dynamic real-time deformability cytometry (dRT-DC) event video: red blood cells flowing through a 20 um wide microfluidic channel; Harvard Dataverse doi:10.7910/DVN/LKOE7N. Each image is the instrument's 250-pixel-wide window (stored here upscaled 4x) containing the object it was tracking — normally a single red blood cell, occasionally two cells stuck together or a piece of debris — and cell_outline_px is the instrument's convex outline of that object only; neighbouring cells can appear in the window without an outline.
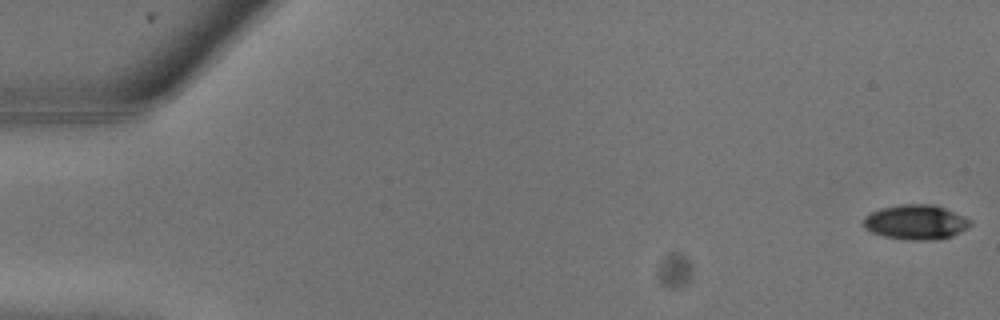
{"species": "common noctule bat (a hibernating species)", "species_latin": "Nyctalus noctula", "temperature_condition": "warm", "stored_images_in_passage": 25, "camera_frame_rate_fps": 3000, "um_per_image_px": 0.085, "animal": {"sex": "male", "body_mass_g": 13.3}, "frame": {"image": 1, "passage_image": 1, "time_ms": 0.0, "image_size_px": [1000, 320], "cell_outline_px": [[972, 224], [960, 232], [952, 236], [940, 240], [908, 240], [884, 236], [872, 232], [864, 228], [864, 216], [880, 208], [900, 204], [936, 204], [964, 216], [972, 220]], "centroid_in_image_um": [77.87, 18.88], "position_along_channel_um": 7.1, "area_um2": 21.85}}
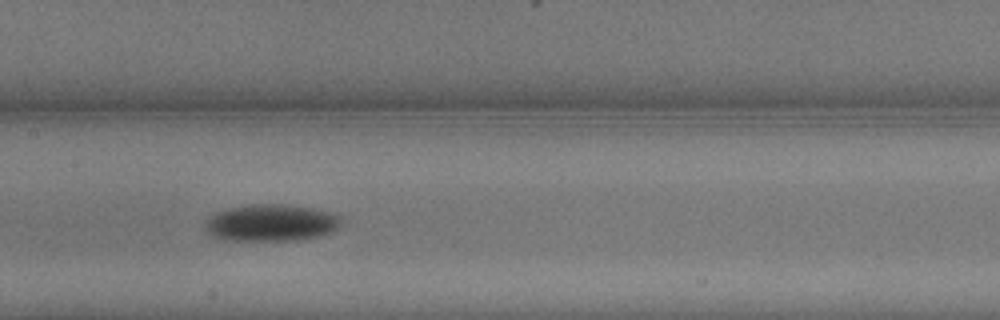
{"frame": {"image": 2, "passage_image": 13, "time_ms": 4.0, "image_size_px": [1000, 320], "cell_outline_px": [[340, 228], [324, 236], [296, 240], [224, 240], [212, 236], [204, 228], [204, 224], [216, 212], [224, 208], [252, 204], [280, 204], [312, 208], [336, 212], [340, 216]], "centroid_in_image_um": [23.08, 18.94], "position_along_channel_um": 184.3, "area_um2": 29.65}}
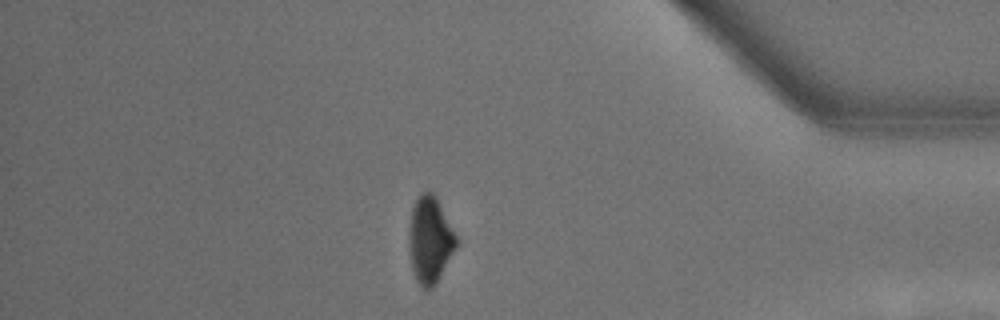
{"frame": {"image": 3, "passage_image": 22, "time_ms": 7.0, "image_size_px": [1000, 320], "cell_outline_px": [[460, 240], [456, 248], [436, 284], [432, 288], [424, 288], [416, 280], [412, 268], [408, 244], [408, 228], [412, 208], [416, 196], [420, 192], [432, 192], [436, 196]], "centroid_in_image_um": [36.55, 20.35], "position_along_channel_um": 398.6, "area_um2": 24.33}}